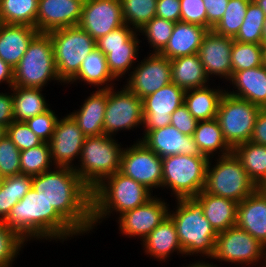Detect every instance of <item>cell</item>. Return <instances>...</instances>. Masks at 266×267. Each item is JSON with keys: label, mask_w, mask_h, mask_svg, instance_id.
<instances>
[{"label": "cell", "mask_w": 266, "mask_h": 267, "mask_svg": "<svg viewBox=\"0 0 266 267\" xmlns=\"http://www.w3.org/2000/svg\"><path fill=\"white\" fill-rule=\"evenodd\" d=\"M54 169L32 176V188L52 205L80 236L89 233L92 231L91 190L74 169Z\"/></svg>", "instance_id": "1"}, {"label": "cell", "mask_w": 266, "mask_h": 267, "mask_svg": "<svg viewBox=\"0 0 266 267\" xmlns=\"http://www.w3.org/2000/svg\"><path fill=\"white\" fill-rule=\"evenodd\" d=\"M4 222L26 242L32 239L63 242L79 235L34 188L12 207Z\"/></svg>", "instance_id": "2"}, {"label": "cell", "mask_w": 266, "mask_h": 267, "mask_svg": "<svg viewBox=\"0 0 266 267\" xmlns=\"http://www.w3.org/2000/svg\"><path fill=\"white\" fill-rule=\"evenodd\" d=\"M151 193L148 188L119 171L105 178L91 191L92 229L113 212L120 216L145 204L153 197Z\"/></svg>", "instance_id": "3"}, {"label": "cell", "mask_w": 266, "mask_h": 267, "mask_svg": "<svg viewBox=\"0 0 266 267\" xmlns=\"http://www.w3.org/2000/svg\"><path fill=\"white\" fill-rule=\"evenodd\" d=\"M176 210H169L174 221L184 255L211 258L215 251L217 233L203 214L202 206L194 198H181Z\"/></svg>", "instance_id": "4"}, {"label": "cell", "mask_w": 266, "mask_h": 267, "mask_svg": "<svg viewBox=\"0 0 266 267\" xmlns=\"http://www.w3.org/2000/svg\"><path fill=\"white\" fill-rule=\"evenodd\" d=\"M123 149L114 137L105 134L86 137L78 160L80 165L74 170L92 191L105 178L120 170Z\"/></svg>", "instance_id": "5"}, {"label": "cell", "mask_w": 266, "mask_h": 267, "mask_svg": "<svg viewBox=\"0 0 266 267\" xmlns=\"http://www.w3.org/2000/svg\"><path fill=\"white\" fill-rule=\"evenodd\" d=\"M52 80L62 82L55 66L52 41L48 33H38L14 68L13 86L43 88Z\"/></svg>", "instance_id": "6"}, {"label": "cell", "mask_w": 266, "mask_h": 267, "mask_svg": "<svg viewBox=\"0 0 266 267\" xmlns=\"http://www.w3.org/2000/svg\"><path fill=\"white\" fill-rule=\"evenodd\" d=\"M209 158L170 155L162 158V190L181 198H195L205 186ZM164 187V188H163Z\"/></svg>", "instance_id": "7"}, {"label": "cell", "mask_w": 266, "mask_h": 267, "mask_svg": "<svg viewBox=\"0 0 266 267\" xmlns=\"http://www.w3.org/2000/svg\"><path fill=\"white\" fill-rule=\"evenodd\" d=\"M55 58L57 74L67 84L79 71L82 61L96 47V40L79 25L48 32Z\"/></svg>", "instance_id": "8"}, {"label": "cell", "mask_w": 266, "mask_h": 267, "mask_svg": "<svg viewBox=\"0 0 266 267\" xmlns=\"http://www.w3.org/2000/svg\"><path fill=\"white\" fill-rule=\"evenodd\" d=\"M210 160L203 189L205 192L240 203L257 189L234 153L217 157L215 165Z\"/></svg>", "instance_id": "9"}, {"label": "cell", "mask_w": 266, "mask_h": 267, "mask_svg": "<svg viewBox=\"0 0 266 267\" xmlns=\"http://www.w3.org/2000/svg\"><path fill=\"white\" fill-rule=\"evenodd\" d=\"M261 108L248 100L227 93L222 96L216 119L228 145L236 146L250 141L257 114Z\"/></svg>", "instance_id": "10"}, {"label": "cell", "mask_w": 266, "mask_h": 267, "mask_svg": "<svg viewBox=\"0 0 266 267\" xmlns=\"http://www.w3.org/2000/svg\"><path fill=\"white\" fill-rule=\"evenodd\" d=\"M210 259L255 266L264 260L262 267H266V247L245 230L233 226L217 234Z\"/></svg>", "instance_id": "11"}, {"label": "cell", "mask_w": 266, "mask_h": 267, "mask_svg": "<svg viewBox=\"0 0 266 267\" xmlns=\"http://www.w3.org/2000/svg\"><path fill=\"white\" fill-rule=\"evenodd\" d=\"M143 125L142 99L125 85L121 91L107 89V104L104 114V134L113 137L121 130H131Z\"/></svg>", "instance_id": "12"}, {"label": "cell", "mask_w": 266, "mask_h": 267, "mask_svg": "<svg viewBox=\"0 0 266 267\" xmlns=\"http://www.w3.org/2000/svg\"><path fill=\"white\" fill-rule=\"evenodd\" d=\"M119 172L150 191L162 188V158L139 139L132 146L123 149Z\"/></svg>", "instance_id": "13"}, {"label": "cell", "mask_w": 266, "mask_h": 267, "mask_svg": "<svg viewBox=\"0 0 266 267\" xmlns=\"http://www.w3.org/2000/svg\"><path fill=\"white\" fill-rule=\"evenodd\" d=\"M141 63V64H140ZM170 60L160 53L149 55L129 72L125 85L137 97L143 99L172 82Z\"/></svg>", "instance_id": "14"}, {"label": "cell", "mask_w": 266, "mask_h": 267, "mask_svg": "<svg viewBox=\"0 0 266 267\" xmlns=\"http://www.w3.org/2000/svg\"><path fill=\"white\" fill-rule=\"evenodd\" d=\"M125 25L120 0H84L79 26L93 39Z\"/></svg>", "instance_id": "15"}, {"label": "cell", "mask_w": 266, "mask_h": 267, "mask_svg": "<svg viewBox=\"0 0 266 267\" xmlns=\"http://www.w3.org/2000/svg\"><path fill=\"white\" fill-rule=\"evenodd\" d=\"M185 91L170 83L142 99L144 131L157 130L171 123V114L184 104Z\"/></svg>", "instance_id": "16"}, {"label": "cell", "mask_w": 266, "mask_h": 267, "mask_svg": "<svg viewBox=\"0 0 266 267\" xmlns=\"http://www.w3.org/2000/svg\"><path fill=\"white\" fill-rule=\"evenodd\" d=\"M59 119L48 142L52 161L55 167L74 169L73 161L79 159L86 136L70 114Z\"/></svg>", "instance_id": "17"}, {"label": "cell", "mask_w": 266, "mask_h": 267, "mask_svg": "<svg viewBox=\"0 0 266 267\" xmlns=\"http://www.w3.org/2000/svg\"><path fill=\"white\" fill-rule=\"evenodd\" d=\"M168 206L165 200L154 195L145 204L118 217L119 231L129 238L138 236L142 241L169 216Z\"/></svg>", "instance_id": "18"}, {"label": "cell", "mask_w": 266, "mask_h": 267, "mask_svg": "<svg viewBox=\"0 0 266 267\" xmlns=\"http://www.w3.org/2000/svg\"><path fill=\"white\" fill-rule=\"evenodd\" d=\"M234 39L209 30L203 37L198 55L208 77L232 78L231 50Z\"/></svg>", "instance_id": "19"}, {"label": "cell", "mask_w": 266, "mask_h": 267, "mask_svg": "<svg viewBox=\"0 0 266 267\" xmlns=\"http://www.w3.org/2000/svg\"><path fill=\"white\" fill-rule=\"evenodd\" d=\"M84 0H39L36 29L48 33L55 29L78 26Z\"/></svg>", "instance_id": "20"}, {"label": "cell", "mask_w": 266, "mask_h": 267, "mask_svg": "<svg viewBox=\"0 0 266 267\" xmlns=\"http://www.w3.org/2000/svg\"><path fill=\"white\" fill-rule=\"evenodd\" d=\"M143 134L139 140L161 158L178 154L206 157L199 150L193 136L181 133L171 124L157 130L144 131Z\"/></svg>", "instance_id": "21"}, {"label": "cell", "mask_w": 266, "mask_h": 267, "mask_svg": "<svg viewBox=\"0 0 266 267\" xmlns=\"http://www.w3.org/2000/svg\"><path fill=\"white\" fill-rule=\"evenodd\" d=\"M236 226L266 247V190L257 188L238 203Z\"/></svg>", "instance_id": "22"}, {"label": "cell", "mask_w": 266, "mask_h": 267, "mask_svg": "<svg viewBox=\"0 0 266 267\" xmlns=\"http://www.w3.org/2000/svg\"><path fill=\"white\" fill-rule=\"evenodd\" d=\"M38 33L29 25L0 23V58L14 70Z\"/></svg>", "instance_id": "23"}, {"label": "cell", "mask_w": 266, "mask_h": 267, "mask_svg": "<svg viewBox=\"0 0 266 267\" xmlns=\"http://www.w3.org/2000/svg\"><path fill=\"white\" fill-rule=\"evenodd\" d=\"M233 88L227 93L248 100L250 103L266 108V66H258L235 72L230 79ZM235 85V86H234Z\"/></svg>", "instance_id": "24"}, {"label": "cell", "mask_w": 266, "mask_h": 267, "mask_svg": "<svg viewBox=\"0 0 266 267\" xmlns=\"http://www.w3.org/2000/svg\"><path fill=\"white\" fill-rule=\"evenodd\" d=\"M209 30L195 24L176 22L166 47L160 52L172 60L198 53L203 37Z\"/></svg>", "instance_id": "25"}, {"label": "cell", "mask_w": 266, "mask_h": 267, "mask_svg": "<svg viewBox=\"0 0 266 267\" xmlns=\"http://www.w3.org/2000/svg\"><path fill=\"white\" fill-rule=\"evenodd\" d=\"M144 253L159 261H166L172 253L184 252L180 246L174 221L167 216L148 236L142 240Z\"/></svg>", "instance_id": "26"}, {"label": "cell", "mask_w": 266, "mask_h": 267, "mask_svg": "<svg viewBox=\"0 0 266 267\" xmlns=\"http://www.w3.org/2000/svg\"><path fill=\"white\" fill-rule=\"evenodd\" d=\"M107 89H98L87 97L78 111L69 113L86 137L104 134L103 123Z\"/></svg>", "instance_id": "27"}, {"label": "cell", "mask_w": 266, "mask_h": 267, "mask_svg": "<svg viewBox=\"0 0 266 267\" xmlns=\"http://www.w3.org/2000/svg\"><path fill=\"white\" fill-rule=\"evenodd\" d=\"M194 199L202 206L204 216L217 234L236 226L237 202L209 194L204 190Z\"/></svg>", "instance_id": "28"}, {"label": "cell", "mask_w": 266, "mask_h": 267, "mask_svg": "<svg viewBox=\"0 0 266 267\" xmlns=\"http://www.w3.org/2000/svg\"><path fill=\"white\" fill-rule=\"evenodd\" d=\"M172 83L184 91L203 88L211 80L205 73L198 53L170 60Z\"/></svg>", "instance_id": "29"}, {"label": "cell", "mask_w": 266, "mask_h": 267, "mask_svg": "<svg viewBox=\"0 0 266 267\" xmlns=\"http://www.w3.org/2000/svg\"><path fill=\"white\" fill-rule=\"evenodd\" d=\"M217 87L206 86L185 91L184 105L197 121L216 119L220 100L226 92Z\"/></svg>", "instance_id": "30"}, {"label": "cell", "mask_w": 266, "mask_h": 267, "mask_svg": "<svg viewBox=\"0 0 266 267\" xmlns=\"http://www.w3.org/2000/svg\"><path fill=\"white\" fill-rule=\"evenodd\" d=\"M193 138L201 153L209 159H212L218 152V157L233 153V149L223 136L217 119L198 121Z\"/></svg>", "instance_id": "31"}, {"label": "cell", "mask_w": 266, "mask_h": 267, "mask_svg": "<svg viewBox=\"0 0 266 267\" xmlns=\"http://www.w3.org/2000/svg\"><path fill=\"white\" fill-rule=\"evenodd\" d=\"M78 80L92 86L95 85L98 89L114 87L115 83L111 82L116 79L108 70L106 56L97 47L86 56L78 73L67 84H72Z\"/></svg>", "instance_id": "32"}, {"label": "cell", "mask_w": 266, "mask_h": 267, "mask_svg": "<svg viewBox=\"0 0 266 267\" xmlns=\"http://www.w3.org/2000/svg\"><path fill=\"white\" fill-rule=\"evenodd\" d=\"M11 91L14 121L25 122L50 109L41 93L42 88L13 86Z\"/></svg>", "instance_id": "33"}, {"label": "cell", "mask_w": 266, "mask_h": 267, "mask_svg": "<svg viewBox=\"0 0 266 267\" xmlns=\"http://www.w3.org/2000/svg\"><path fill=\"white\" fill-rule=\"evenodd\" d=\"M233 153L241 161L250 180L257 188L266 186V146L250 141L233 149Z\"/></svg>", "instance_id": "34"}, {"label": "cell", "mask_w": 266, "mask_h": 267, "mask_svg": "<svg viewBox=\"0 0 266 267\" xmlns=\"http://www.w3.org/2000/svg\"><path fill=\"white\" fill-rule=\"evenodd\" d=\"M39 0H0V23L36 28Z\"/></svg>", "instance_id": "35"}, {"label": "cell", "mask_w": 266, "mask_h": 267, "mask_svg": "<svg viewBox=\"0 0 266 267\" xmlns=\"http://www.w3.org/2000/svg\"><path fill=\"white\" fill-rule=\"evenodd\" d=\"M32 188V176L19 174L4 177L0 189V221H5L12 207Z\"/></svg>", "instance_id": "36"}, {"label": "cell", "mask_w": 266, "mask_h": 267, "mask_svg": "<svg viewBox=\"0 0 266 267\" xmlns=\"http://www.w3.org/2000/svg\"><path fill=\"white\" fill-rule=\"evenodd\" d=\"M136 34L126 42V47L108 48V54L106 55L107 67L116 80L129 74L128 72L135 68L132 65L138 57V48L141 42L137 37L140 34Z\"/></svg>", "instance_id": "37"}, {"label": "cell", "mask_w": 266, "mask_h": 267, "mask_svg": "<svg viewBox=\"0 0 266 267\" xmlns=\"http://www.w3.org/2000/svg\"><path fill=\"white\" fill-rule=\"evenodd\" d=\"M55 167L52 161L49 143L43 142L37 147L20 153L21 174L35 176Z\"/></svg>", "instance_id": "38"}, {"label": "cell", "mask_w": 266, "mask_h": 267, "mask_svg": "<svg viewBox=\"0 0 266 267\" xmlns=\"http://www.w3.org/2000/svg\"><path fill=\"white\" fill-rule=\"evenodd\" d=\"M264 19V11L254 0H251L249 2L243 23L240 26L237 35L233 39L241 43L262 44V29Z\"/></svg>", "instance_id": "39"}, {"label": "cell", "mask_w": 266, "mask_h": 267, "mask_svg": "<svg viewBox=\"0 0 266 267\" xmlns=\"http://www.w3.org/2000/svg\"><path fill=\"white\" fill-rule=\"evenodd\" d=\"M125 24L136 31L156 15L157 0H120ZM132 25V26H131Z\"/></svg>", "instance_id": "40"}, {"label": "cell", "mask_w": 266, "mask_h": 267, "mask_svg": "<svg viewBox=\"0 0 266 267\" xmlns=\"http://www.w3.org/2000/svg\"><path fill=\"white\" fill-rule=\"evenodd\" d=\"M251 0H229L223 17L212 29L215 33L234 38L243 23Z\"/></svg>", "instance_id": "41"}, {"label": "cell", "mask_w": 266, "mask_h": 267, "mask_svg": "<svg viewBox=\"0 0 266 267\" xmlns=\"http://www.w3.org/2000/svg\"><path fill=\"white\" fill-rule=\"evenodd\" d=\"M232 75L235 72L264 65L262 46L234 40L231 50Z\"/></svg>", "instance_id": "42"}, {"label": "cell", "mask_w": 266, "mask_h": 267, "mask_svg": "<svg viewBox=\"0 0 266 267\" xmlns=\"http://www.w3.org/2000/svg\"><path fill=\"white\" fill-rule=\"evenodd\" d=\"M174 25L175 23L172 21L155 16L138 32L147 38L150 48L154 49L152 53H160L166 47Z\"/></svg>", "instance_id": "43"}, {"label": "cell", "mask_w": 266, "mask_h": 267, "mask_svg": "<svg viewBox=\"0 0 266 267\" xmlns=\"http://www.w3.org/2000/svg\"><path fill=\"white\" fill-rule=\"evenodd\" d=\"M26 244L4 221H0V267L12 266L20 250ZM18 254V255H17Z\"/></svg>", "instance_id": "44"}, {"label": "cell", "mask_w": 266, "mask_h": 267, "mask_svg": "<svg viewBox=\"0 0 266 267\" xmlns=\"http://www.w3.org/2000/svg\"><path fill=\"white\" fill-rule=\"evenodd\" d=\"M20 153L7 135L0 139V173L4 177L21 174Z\"/></svg>", "instance_id": "45"}, {"label": "cell", "mask_w": 266, "mask_h": 267, "mask_svg": "<svg viewBox=\"0 0 266 267\" xmlns=\"http://www.w3.org/2000/svg\"><path fill=\"white\" fill-rule=\"evenodd\" d=\"M6 135L20 151L37 147L43 143L25 122L13 121L6 128Z\"/></svg>", "instance_id": "46"}, {"label": "cell", "mask_w": 266, "mask_h": 267, "mask_svg": "<svg viewBox=\"0 0 266 267\" xmlns=\"http://www.w3.org/2000/svg\"><path fill=\"white\" fill-rule=\"evenodd\" d=\"M58 118L55 112L49 109L42 114L28 119L25 123L42 142L48 143L53 136Z\"/></svg>", "instance_id": "47"}, {"label": "cell", "mask_w": 266, "mask_h": 267, "mask_svg": "<svg viewBox=\"0 0 266 267\" xmlns=\"http://www.w3.org/2000/svg\"><path fill=\"white\" fill-rule=\"evenodd\" d=\"M137 32L125 24L96 40L97 48L106 56L108 48L126 47V42Z\"/></svg>", "instance_id": "48"}, {"label": "cell", "mask_w": 266, "mask_h": 267, "mask_svg": "<svg viewBox=\"0 0 266 267\" xmlns=\"http://www.w3.org/2000/svg\"><path fill=\"white\" fill-rule=\"evenodd\" d=\"M180 21L207 28V13L203 0H180Z\"/></svg>", "instance_id": "49"}, {"label": "cell", "mask_w": 266, "mask_h": 267, "mask_svg": "<svg viewBox=\"0 0 266 267\" xmlns=\"http://www.w3.org/2000/svg\"><path fill=\"white\" fill-rule=\"evenodd\" d=\"M198 121L192 116L187 107L182 104L171 114V125L181 133L193 136Z\"/></svg>", "instance_id": "50"}, {"label": "cell", "mask_w": 266, "mask_h": 267, "mask_svg": "<svg viewBox=\"0 0 266 267\" xmlns=\"http://www.w3.org/2000/svg\"><path fill=\"white\" fill-rule=\"evenodd\" d=\"M207 13V29L212 30L223 17L229 0H203Z\"/></svg>", "instance_id": "51"}, {"label": "cell", "mask_w": 266, "mask_h": 267, "mask_svg": "<svg viewBox=\"0 0 266 267\" xmlns=\"http://www.w3.org/2000/svg\"><path fill=\"white\" fill-rule=\"evenodd\" d=\"M180 14V0H157L155 16L176 23L180 21Z\"/></svg>", "instance_id": "52"}, {"label": "cell", "mask_w": 266, "mask_h": 267, "mask_svg": "<svg viewBox=\"0 0 266 267\" xmlns=\"http://www.w3.org/2000/svg\"><path fill=\"white\" fill-rule=\"evenodd\" d=\"M14 121L12 93H0V125L7 128Z\"/></svg>", "instance_id": "53"}, {"label": "cell", "mask_w": 266, "mask_h": 267, "mask_svg": "<svg viewBox=\"0 0 266 267\" xmlns=\"http://www.w3.org/2000/svg\"><path fill=\"white\" fill-rule=\"evenodd\" d=\"M250 142L266 146V108L257 114Z\"/></svg>", "instance_id": "54"}, {"label": "cell", "mask_w": 266, "mask_h": 267, "mask_svg": "<svg viewBox=\"0 0 266 267\" xmlns=\"http://www.w3.org/2000/svg\"><path fill=\"white\" fill-rule=\"evenodd\" d=\"M14 70L0 58V83H8L7 85L13 87Z\"/></svg>", "instance_id": "55"}, {"label": "cell", "mask_w": 266, "mask_h": 267, "mask_svg": "<svg viewBox=\"0 0 266 267\" xmlns=\"http://www.w3.org/2000/svg\"><path fill=\"white\" fill-rule=\"evenodd\" d=\"M186 267H218V265L216 266V264L213 265V263L212 264L211 263H207V262L202 260V262L201 261H197V262H195V264L192 263V264H189Z\"/></svg>", "instance_id": "56"}, {"label": "cell", "mask_w": 266, "mask_h": 267, "mask_svg": "<svg viewBox=\"0 0 266 267\" xmlns=\"http://www.w3.org/2000/svg\"><path fill=\"white\" fill-rule=\"evenodd\" d=\"M258 6L264 11L266 16V0H254Z\"/></svg>", "instance_id": "57"}, {"label": "cell", "mask_w": 266, "mask_h": 267, "mask_svg": "<svg viewBox=\"0 0 266 267\" xmlns=\"http://www.w3.org/2000/svg\"><path fill=\"white\" fill-rule=\"evenodd\" d=\"M266 42V16L263 22V29H262V43Z\"/></svg>", "instance_id": "58"}, {"label": "cell", "mask_w": 266, "mask_h": 267, "mask_svg": "<svg viewBox=\"0 0 266 267\" xmlns=\"http://www.w3.org/2000/svg\"><path fill=\"white\" fill-rule=\"evenodd\" d=\"M261 46H262L263 62H266V42L262 43Z\"/></svg>", "instance_id": "59"}, {"label": "cell", "mask_w": 266, "mask_h": 267, "mask_svg": "<svg viewBox=\"0 0 266 267\" xmlns=\"http://www.w3.org/2000/svg\"><path fill=\"white\" fill-rule=\"evenodd\" d=\"M6 135V128L0 125V139Z\"/></svg>", "instance_id": "60"}, {"label": "cell", "mask_w": 266, "mask_h": 267, "mask_svg": "<svg viewBox=\"0 0 266 267\" xmlns=\"http://www.w3.org/2000/svg\"><path fill=\"white\" fill-rule=\"evenodd\" d=\"M4 180V176L0 173V189Z\"/></svg>", "instance_id": "61"}]
</instances>
